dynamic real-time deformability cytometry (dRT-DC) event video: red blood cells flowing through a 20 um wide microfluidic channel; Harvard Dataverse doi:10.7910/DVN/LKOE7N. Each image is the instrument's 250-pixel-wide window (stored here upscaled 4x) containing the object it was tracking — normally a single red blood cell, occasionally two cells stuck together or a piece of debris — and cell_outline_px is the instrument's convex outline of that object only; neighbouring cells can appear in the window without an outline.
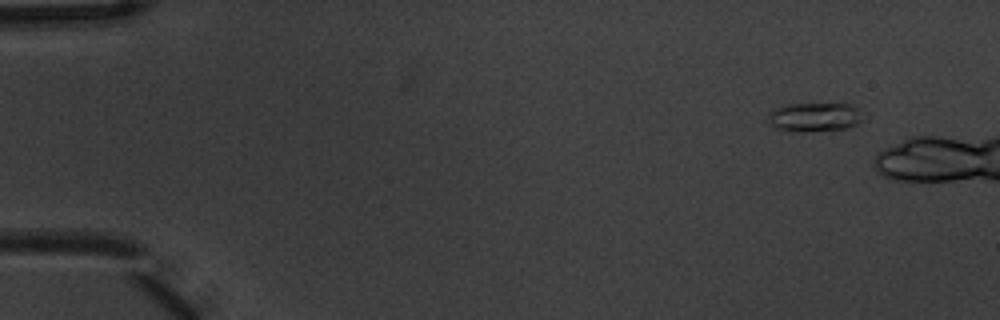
{"species": "common noctule bat (a hibernating species)", "species_latin": "Nyctalus noctula", "temperature_condition": "warm", "stored_images_in_passage": 3, "camera_frame_rate_fps": 3000, "um_per_image_px": 0.085, "animal": {"sex": "male", "body_mass_g": 20.1, "forearm_length_mm": 53.5}, "frame": {"image": 1, "passage_image": 1, "time_ms": 0.0, "image_size_px": [1000, 320], "cell_outline_px": [[860, 120], [856, 124], [848, 128], [800, 132], [788, 132], [776, 128], [768, 120], [768, 116], [772, 108], [784, 104], [852, 104], [856, 108]], "centroid_in_image_um": [69.13, 9.95], "position_along_channel_um": 15.9, "area_um2": 15.9}}